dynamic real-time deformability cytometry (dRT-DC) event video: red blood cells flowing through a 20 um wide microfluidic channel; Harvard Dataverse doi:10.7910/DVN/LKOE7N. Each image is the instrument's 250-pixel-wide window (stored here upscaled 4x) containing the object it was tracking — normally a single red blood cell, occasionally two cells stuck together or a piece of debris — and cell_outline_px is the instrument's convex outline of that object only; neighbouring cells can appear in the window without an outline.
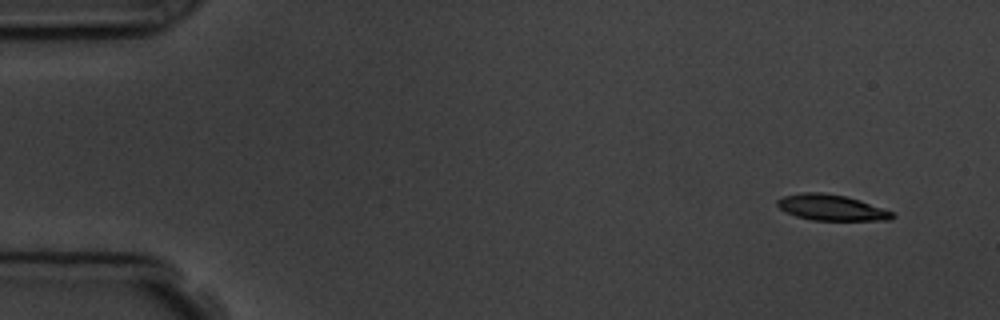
{"species": "common noctule bat (a hibernating species)", "species_latin": "Nyctalus noctula", "temperature_condition": "room temperature", "stored_images_in_passage": 5, "camera_frame_rate_fps": 3000, "um_per_image_px": 0.085, "animal": {"sex": "male", "body_mass_g": 19.5, "forearm_length_mm": 54.6}, "frame": {"image": 1, "passage_image": 1, "time_ms": 0.0, "image_size_px": [1000, 320], "cell_outline_px": [[896, 216], [892, 220], [812, 220], [796, 216], [784, 212], [776, 204], [776, 200], [784, 196], [804, 192], [824, 192], [844, 196], [860, 200], [896, 212]], "centroid_in_image_um": [70.7, 17.65], "position_along_channel_um": 14.3, "area_um2": 17.51}}
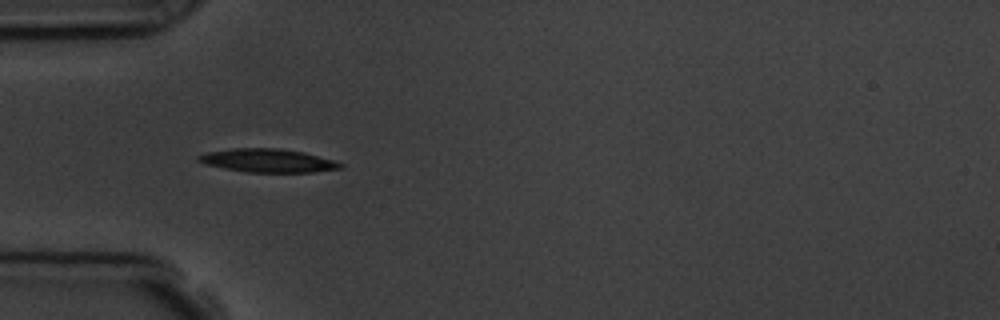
{"frame": {"image": 2, "passage_image": 4, "time_ms": 4.333, "image_size_px": [1000, 320], "cell_outline_px": [[344, 168], [312, 172], [248, 172], [224, 168], [204, 164], [196, 160], [196, 156], [208, 152], [232, 148], [280, 148], [304, 152], [336, 160], [344, 164]], "centroid_in_image_um": [22.8, 13.64], "position_along_channel_um": 62.2, "area_um2": 19.54}}